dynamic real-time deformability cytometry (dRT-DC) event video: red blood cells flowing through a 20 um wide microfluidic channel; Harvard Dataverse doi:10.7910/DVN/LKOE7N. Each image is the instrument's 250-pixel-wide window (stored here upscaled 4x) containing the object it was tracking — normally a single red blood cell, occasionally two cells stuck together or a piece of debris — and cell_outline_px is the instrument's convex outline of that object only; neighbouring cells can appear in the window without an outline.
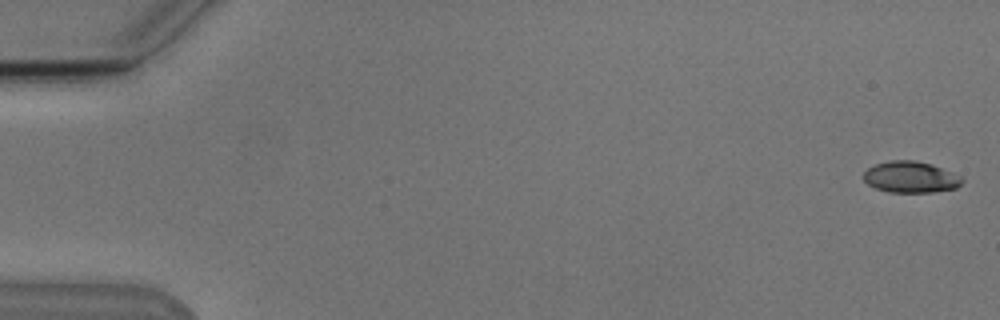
{"species": "Egyptian fruit bat (a non-hibernating species)", "species_latin": "Rousettus aegyptiacus", "temperature_condition": "cold", "stored_images_in_passage": 54, "camera_frame_rate_fps": 3000, "um_per_image_px": 0.085, "animal": {"sex": "male"}, "frame": {"image": 1, "passage_image": 1, "time_ms": 0.0, "image_size_px": [1000, 320], "cell_outline_px": [[964, 180], [956, 188], [932, 192], [888, 192], [876, 188], [868, 184], [864, 180], [864, 172], [868, 168], [876, 164], [892, 160], [916, 160], [932, 164], [960, 176]], "centroid_in_image_um": [77.4, 15.05], "position_along_channel_um": 7.6, "area_um2": 17.86}}
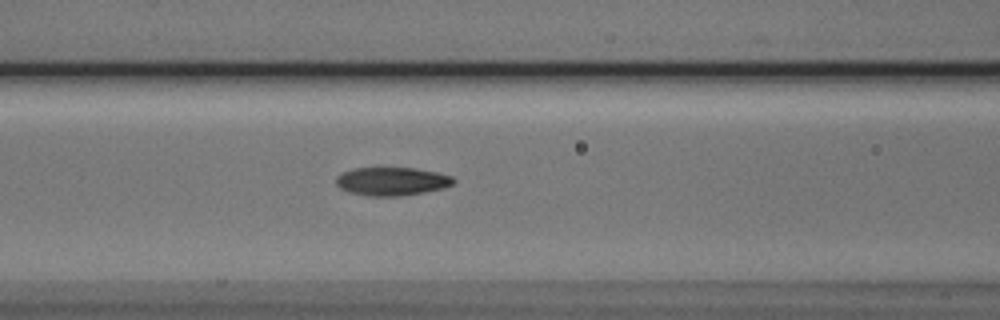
{"frame": {"image": 2, "passage_image": 23, "time_ms": 7.333, "image_size_px": [1000, 320], "cell_outline_px": [[456, 180], [452, 184], [444, 188], [424, 192], [400, 196], [368, 196], [348, 192], [340, 188], [336, 184], [336, 176], [352, 168], [412, 168], [436, 172], [452, 176]], "centroid_in_image_um": [33.29, 15.42], "position_along_channel_um": 133.3, "area_um2": 19.36}}
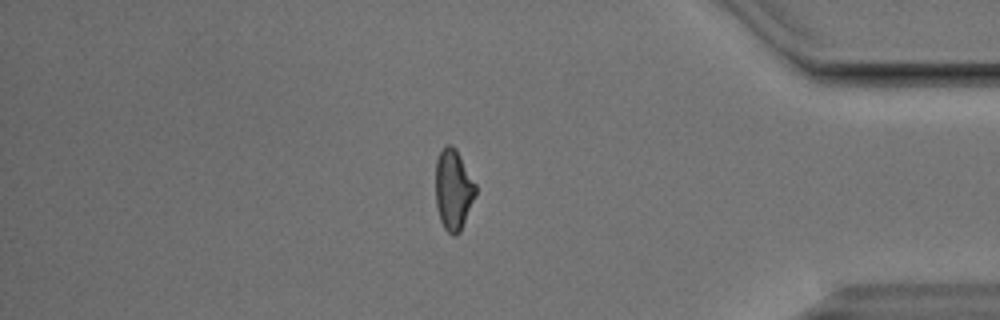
{"frame": {"image": 3, "passage_image": 46, "time_ms": 15.0, "image_size_px": [1000, 320], "cell_outline_px": [[476, 192], [460, 232], [456, 236], [452, 236], [444, 228], [440, 220], [436, 208], [436, 160], [440, 152], [448, 144], [452, 144], [456, 148], [476, 184]], "centroid_in_image_um": [38.52, 16.13], "position_along_channel_um": 396.7, "area_um2": 18.73}, "authors_computed_cell_mechanics": {"area_um2": 18.8428, "velocity_mm_per_s": 3.8269, "shape_relaxation_time_tau1_ms": 4.5254, "shape_relaxation_time_tau2_ms": 2.4684, "deformation_change_tau1": 0.1501, "deformation_change_tau2": 0.0853}}